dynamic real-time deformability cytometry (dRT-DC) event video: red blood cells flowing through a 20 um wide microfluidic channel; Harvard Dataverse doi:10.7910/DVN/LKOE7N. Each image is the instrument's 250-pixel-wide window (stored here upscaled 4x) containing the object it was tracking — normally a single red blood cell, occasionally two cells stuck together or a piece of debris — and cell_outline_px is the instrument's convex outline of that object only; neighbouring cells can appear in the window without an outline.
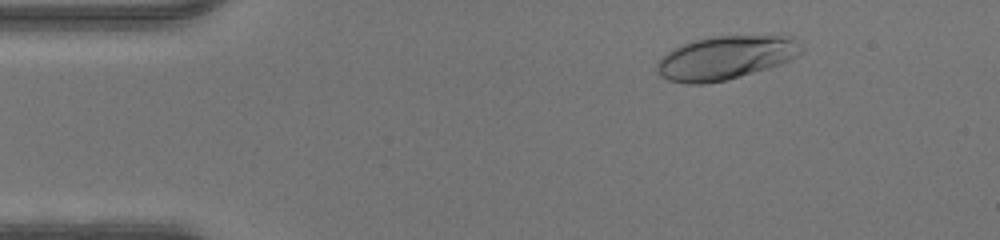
{"species": "human", "species_latin": "Homo sapiens", "temperature_condition": "warm", "stored_images_in_passage": 46, "camera_frame_rate_fps": 3000, "um_per_image_px": 0.085, "donor": {"sex": "male"}, "frame": {"image": 1, "passage_image": 5, "time_ms": 1.333, "image_size_px": [1000, 240], "cell_outline_px": [[804, 52], [780, 64], [768, 68], [724, 80], [704, 84], [684, 84], [668, 80], [660, 76], [656, 72], [656, 64], [660, 56], [692, 40], [712, 36], [780, 32], [792, 36], [804, 48]], "centroid_in_image_um": [61.74, 4.85], "position_along_channel_um": 23.3, "area_um2": 37.8}}
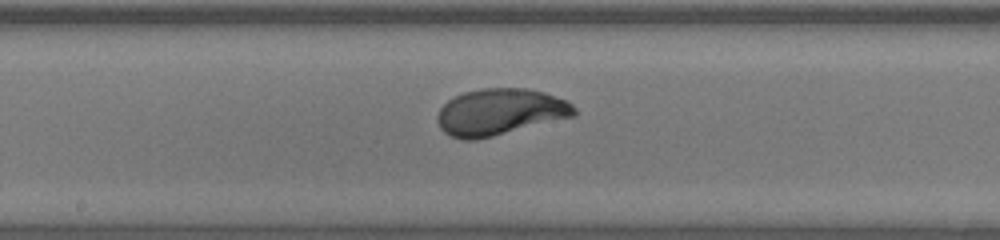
{"frame": {"image": 2, "passage_image": 23, "time_ms": 7.333, "image_size_px": [1000, 240], "cell_outline_px": [[576, 116], [476, 140], [460, 140], [444, 132], [440, 128], [436, 120], [436, 116], [440, 108], [448, 100], [464, 92], [484, 88], [524, 88], [544, 92], [564, 100], [572, 104], [576, 108]], "centroid_in_image_um": [42.48, 9.53], "position_along_channel_um": 205.7, "area_um2": 37.11}}
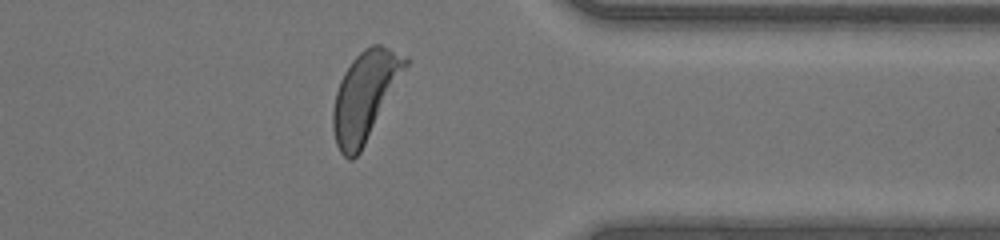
{"frame": {"image": 3, "passage_image": 36, "time_ms": 11.667, "image_size_px": [1000, 240], "cell_outline_px": [[408, 64], [360, 152], [352, 160], [348, 160], [340, 152], [336, 144], [332, 128], [332, 108], [336, 92], [340, 80], [344, 72], [352, 60], [364, 48], [372, 44], [380, 44], [408, 56]], "centroid_in_image_um": [30.99, 8.14], "position_along_channel_um": 380.4, "area_um2": 36.93}}